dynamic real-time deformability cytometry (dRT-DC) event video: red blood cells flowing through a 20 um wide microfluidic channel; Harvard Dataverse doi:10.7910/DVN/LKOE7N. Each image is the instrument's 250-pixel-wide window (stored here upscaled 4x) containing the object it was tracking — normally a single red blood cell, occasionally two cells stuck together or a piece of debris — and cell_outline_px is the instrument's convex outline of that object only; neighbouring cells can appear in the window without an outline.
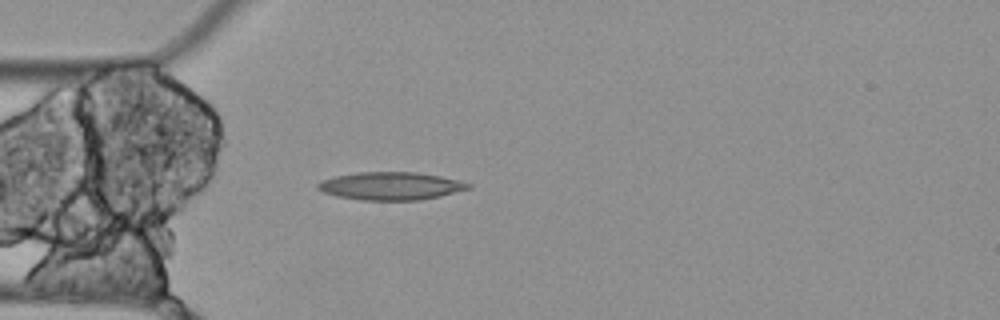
{"species": "Egyptian fruit bat (a non-hibernating species)", "species_latin": "Rousettus aegyptiacus", "temperature_condition": "cold", "stored_images_in_passage": 4, "camera_frame_rate_fps": 3000, "um_per_image_px": 0.085, "animal": {"sex": "female"}, "frame": {"image": 1, "passage_image": 4, "time_ms": 1.0, "image_size_px": [1000, 320], "cell_outline_px": [[472, 188], [440, 196], [420, 200], [360, 200], [336, 196], [324, 192], [316, 188], [316, 184], [320, 180], [332, 176], [360, 172], [416, 172], [440, 176], [460, 180], [472, 184]], "centroid_in_image_um": [33.2, 15.8], "position_along_channel_um": 51.8, "area_um2": 24.68}}